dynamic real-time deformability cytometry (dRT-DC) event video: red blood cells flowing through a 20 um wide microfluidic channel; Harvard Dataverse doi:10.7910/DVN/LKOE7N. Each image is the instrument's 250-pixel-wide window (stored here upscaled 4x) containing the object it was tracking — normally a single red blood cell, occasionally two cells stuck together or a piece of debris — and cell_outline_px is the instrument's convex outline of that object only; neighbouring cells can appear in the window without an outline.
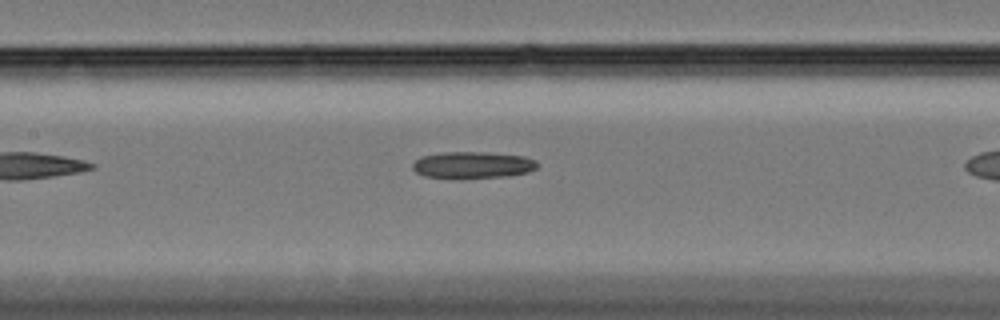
{"species": "Egyptian fruit bat (a non-hibernating species)", "species_latin": "Rousettus aegyptiacus", "temperature_condition": "cold", "stored_images_in_passage": 29, "camera_frame_rate_fps": 3000, "um_per_image_px": 0.085, "animal": {"sex": "female"}, "frame": {"image": 1, "passage_image": 9, "time_ms": 2.667, "image_size_px": [1000, 320], "cell_outline_px": [[540, 164], [536, 168], [528, 172], [508, 176], [424, 176], [416, 172], [412, 168], [412, 164], [420, 156], [444, 152], [484, 152], [524, 156], [536, 160]], "centroid_in_image_um": [40.21, 13.98], "position_along_channel_um": 167.2, "area_um2": 18.79}}
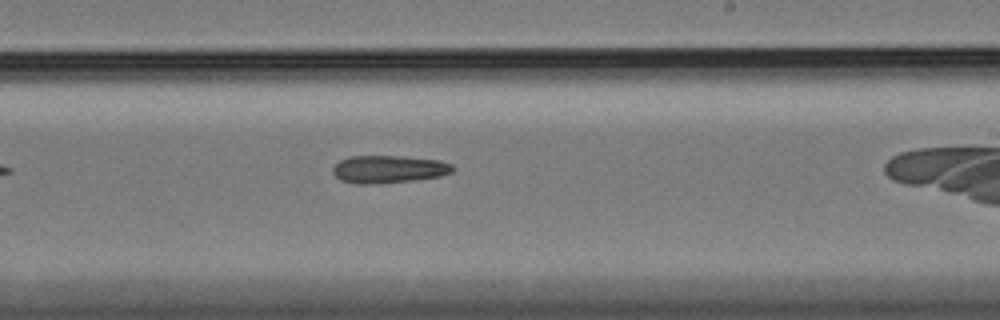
{"frame": {"image": 2, "passage_image": 17, "time_ms": 5.333, "image_size_px": [1000, 320], "cell_outline_px": [[456, 168], [452, 172], [440, 176], [416, 180], [364, 184], [356, 184], [340, 180], [332, 172], [332, 168], [340, 160], [348, 156], [400, 156], [440, 160], [452, 164]], "centroid_in_image_um": [33.04, 14.37], "position_along_channel_um": 256.0, "area_um2": 19.36}}
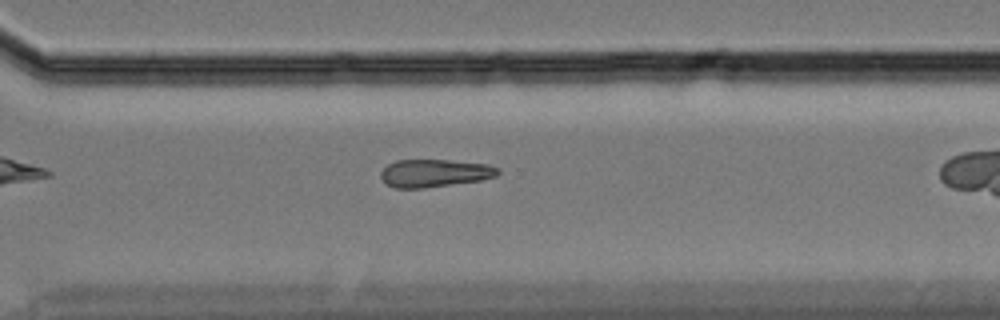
{"frame": {"image": 3, "passage_image": 24, "time_ms": 7.667, "image_size_px": [1000, 320], "cell_outline_px": [[500, 172], [496, 176], [480, 180], [424, 188], [396, 188], [384, 184], [380, 176], [380, 172], [388, 164], [396, 160], [448, 160], [488, 164], [500, 168]], "centroid_in_image_um": [36.92, 14.71], "position_along_channel_um": 333.7, "area_um2": 19.02}}